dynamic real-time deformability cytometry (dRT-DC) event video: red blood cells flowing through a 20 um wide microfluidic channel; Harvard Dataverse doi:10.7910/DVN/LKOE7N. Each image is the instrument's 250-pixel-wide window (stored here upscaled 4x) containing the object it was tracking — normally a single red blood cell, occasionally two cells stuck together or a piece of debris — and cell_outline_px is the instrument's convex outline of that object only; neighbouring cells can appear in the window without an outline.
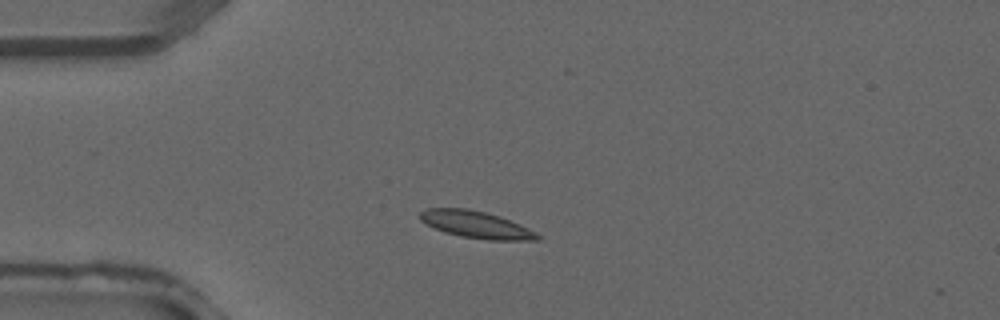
{"species": "common noctule bat (a hibernating species)", "species_latin": "Nyctalus noctula", "temperature_condition": "warm", "stored_images_in_passage": 3, "camera_frame_rate_fps": 3000, "um_per_image_px": 0.085, "animal": {"sex": "male", "forearm_length_mm": 52.5}, "frame": {"image": 1, "passage_image": 2, "time_ms": 0.333, "image_size_px": [1000, 320], "cell_outline_px": [[540, 240], [488, 240], [464, 236], [444, 232], [420, 220], [420, 212], [428, 208], [468, 208], [500, 216], [520, 224], [536, 232], [540, 236]], "centroid_in_image_um": [40.5, 19.09], "position_along_channel_um": 44.5, "area_um2": 18.26}}
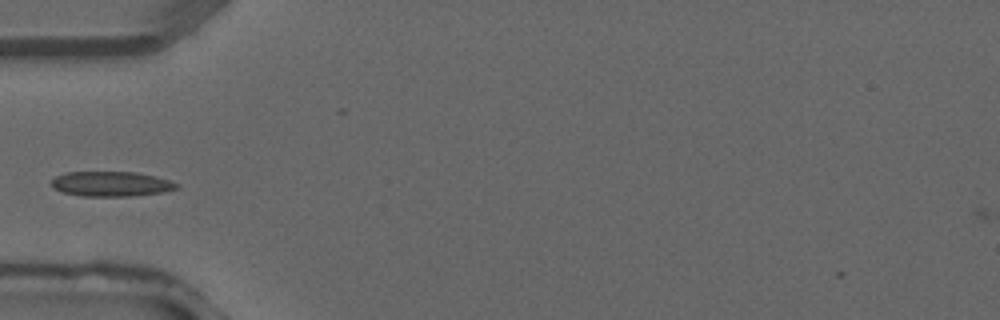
{"frame": {"image": 2, "passage_image": 3, "time_ms": 0.667, "image_size_px": [1000, 320], "cell_outline_px": [[180, 188], [164, 192], [132, 196], [84, 196], [60, 192], [52, 188], [52, 180], [56, 176], [64, 172], [136, 172], [156, 176], [180, 184]], "centroid_in_image_um": [9.46, 15.63], "position_along_channel_um": 75.5, "area_um2": 18.38}}